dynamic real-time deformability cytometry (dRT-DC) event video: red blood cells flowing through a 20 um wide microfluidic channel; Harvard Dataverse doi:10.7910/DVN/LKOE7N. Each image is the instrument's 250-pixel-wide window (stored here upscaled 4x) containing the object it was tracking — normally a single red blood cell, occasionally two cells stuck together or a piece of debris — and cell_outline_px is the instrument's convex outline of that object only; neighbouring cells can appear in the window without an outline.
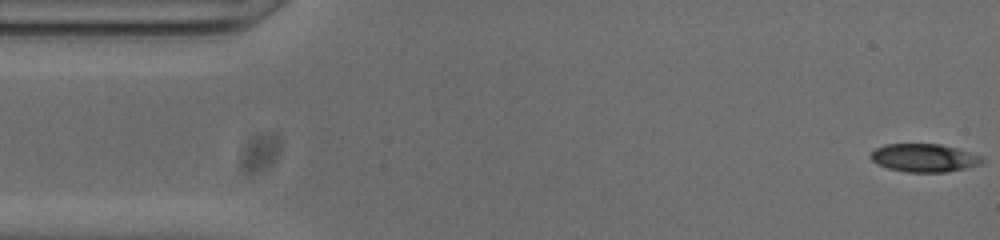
{"species": "common noctule bat (a hibernating species)", "species_latin": "Nyctalus noctula", "temperature_condition": "cold", "stored_images_in_passage": 52, "camera_frame_rate_fps": 3000, "um_per_image_px": 0.085, "animal": {"sex": "male", "body_mass_g": 20.0, "forearm_length_mm": 53.3}, "frame": {"image": 1, "passage_image": 1, "time_ms": 0.0, "image_size_px": [1000, 240], "cell_outline_px": [[984, 160], [980, 164], [968, 168], [944, 172], [904, 172], [888, 168], [876, 164], [868, 156], [876, 148], [884, 144], [940, 144], [956, 148], [984, 156]], "centroid_in_image_um": [78.55, 13.42], "position_along_channel_um": 6.5, "area_um2": 18.44}}
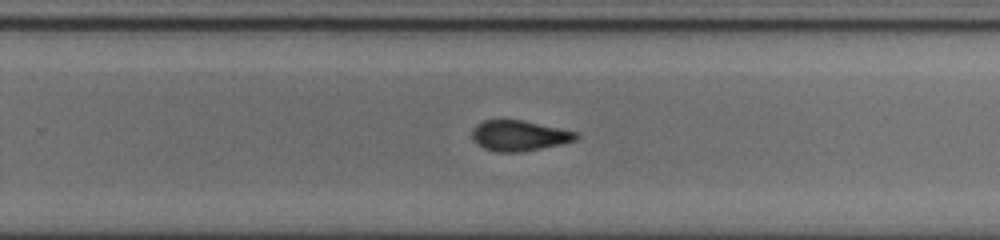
{"frame": {"image": 2, "passage_image": 32, "time_ms": 10.333, "image_size_px": [1000, 240], "cell_outline_px": [[580, 136], [576, 140], [560, 144], [524, 152], [496, 152], [484, 148], [476, 144], [472, 140], [472, 128], [476, 124], [484, 120], [524, 120], [576, 132]], "centroid_in_image_um": [44.09, 11.53], "position_along_channel_um": 285.7, "area_um2": 18.61}}
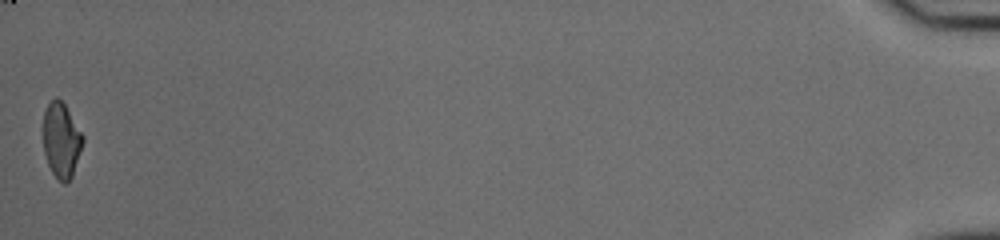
{"frame": {"image": 3, "passage_image": 52, "time_ms": 17.0, "image_size_px": [1000, 240], "cell_outline_px": [[84, 140], [72, 176], [64, 184], [52, 172], [48, 164], [44, 152], [44, 112], [48, 104], [56, 96], [64, 104], [84, 136]], "centroid_in_image_um": [5.22, 11.91], "position_along_channel_um": 430.0, "area_um2": 16.94}, "authors_computed_cell_mechanics": {"area_um2": 18.8428, "velocity_mm_per_s": 3.8347, "shape_relaxation_time_tau1_ms": 6.2858, "shape_relaxation_time_tau2_ms": 2.2814, "deformation_change_tau1": 0.2023, "deformation_change_tau2": 0.0947}}